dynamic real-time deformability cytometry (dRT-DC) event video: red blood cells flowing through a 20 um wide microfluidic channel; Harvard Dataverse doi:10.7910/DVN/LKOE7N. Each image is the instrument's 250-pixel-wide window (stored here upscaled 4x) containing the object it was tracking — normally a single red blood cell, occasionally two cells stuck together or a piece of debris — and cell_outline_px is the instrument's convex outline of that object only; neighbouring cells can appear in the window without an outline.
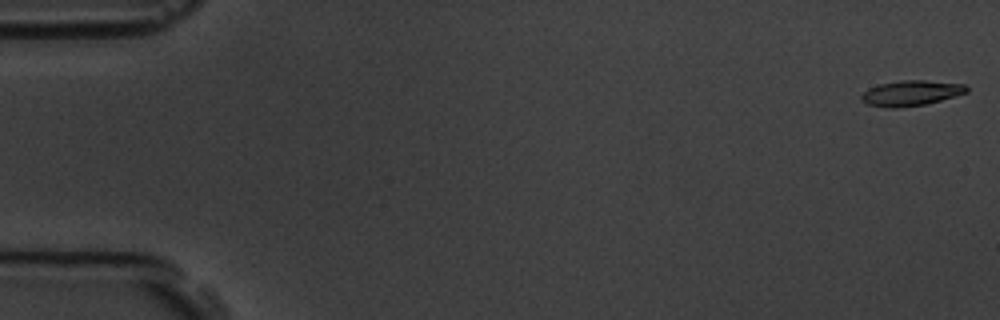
{"species": "common noctule bat (a hibernating species)", "species_latin": "Nyctalus noctula", "temperature_condition": "room temperature", "stored_images_in_passage": 5, "camera_frame_rate_fps": 3000, "um_per_image_px": 0.085, "animal": {"sex": "male", "body_mass_g": 19.5, "forearm_length_mm": 54.6}, "frame": {"image": 1, "passage_image": 1, "time_ms": 0.0, "image_size_px": [1000, 320], "cell_outline_px": [[968, 92], [940, 100], [924, 104], [896, 108], [888, 108], [868, 104], [860, 100], [860, 96], [868, 88], [880, 84], [900, 80], [924, 80], [964, 84], [968, 88]], "centroid_in_image_um": [77.41, 7.91], "position_along_channel_um": 7.6, "area_um2": 15.43}}
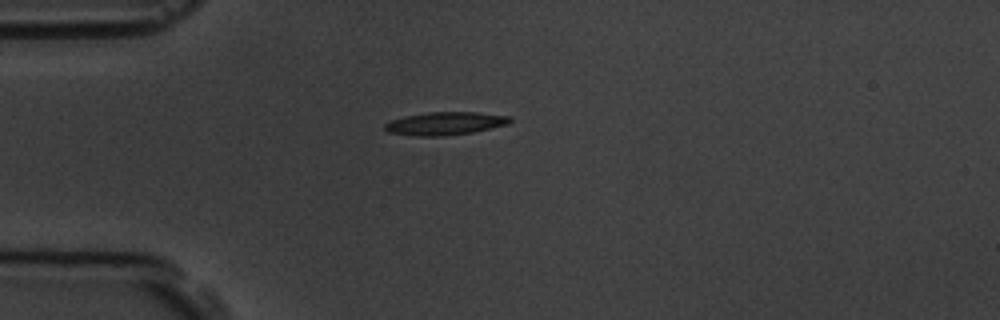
{"frame": {"image": 2, "passage_image": 5, "time_ms": 4.667, "image_size_px": [1000, 320], "cell_outline_px": [[512, 120], [508, 124], [472, 132], [444, 136], [412, 136], [388, 132], [384, 128], [384, 124], [392, 120], [404, 116], [428, 112], [476, 112], [512, 116]], "centroid_in_image_um": [37.83, 10.49], "position_along_channel_um": 47.2, "area_um2": 16.82}}